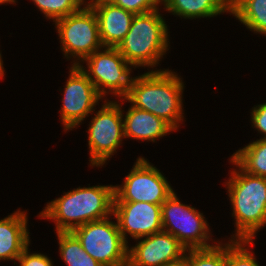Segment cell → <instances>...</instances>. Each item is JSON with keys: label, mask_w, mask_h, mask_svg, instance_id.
Returning a JSON list of instances; mask_svg holds the SVG:
<instances>
[{"label": "cell", "mask_w": 266, "mask_h": 266, "mask_svg": "<svg viewBox=\"0 0 266 266\" xmlns=\"http://www.w3.org/2000/svg\"><path fill=\"white\" fill-rule=\"evenodd\" d=\"M183 89L184 84L175 72L169 69L152 70L133 77L129 92L123 100L132 103L135 108L158 116L177 130L184 117Z\"/></svg>", "instance_id": "obj_1"}, {"label": "cell", "mask_w": 266, "mask_h": 266, "mask_svg": "<svg viewBox=\"0 0 266 266\" xmlns=\"http://www.w3.org/2000/svg\"><path fill=\"white\" fill-rule=\"evenodd\" d=\"M114 186L78 187L47 203L39 214L55 222L56 232H72L88 222L112 215Z\"/></svg>", "instance_id": "obj_2"}, {"label": "cell", "mask_w": 266, "mask_h": 266, "mask_svg": "<svg viewBox=\"0 0 266 266\" xmlns=\"http://www.w3.org/2000/svg\"><path fill=\"white\" fill-rule=\"evenodd\" d=\"M230 162L239 167L231 171L226 182L236 219V232L231 240L253 241L257 231L266 224V177L247 173L232 158Z\"/></svg>", "instance_id": "obj_3"}, {"label": "cell", "mask_w": 266, "mask_h": 266, "mask_svg": "<svg viewBox=\"0 0 266 266\" xmlns=\"http://www.w3.org/2000/svg\"><path fill=\"white\" fill-rule=\"evenodd\" d=\"M159 9L135 14L128 33L116 47L133 67L153 68L168 49V28Z\"/></svg>", "instance_id": "obj_4"}, {"label": "cell", "mask_w": 266, "mask_h": 266, "mask_svg": "<svg viewBox=\"0 0 266 266\" xmlns=\"http://www.w3.org/2000/svg\"><path fill=\"white\" fill-rule=\"evenodd\" d=\"M109 218L88 222L72 233L81 242L82 248L102 266H127L129 246L117 222Z\"/></svg>", "instance_id": "obj_5"}, {"label": "cell", "mask_w": 266, "mask_h": 266, "mask_svg": "<svg viewBox=\"0 0 266 266\" xmlns=\"http://www.w3.org/2000/svg\"><path fill=\"white\" fill-rule=\"evenodd\" d=\"M163 231L173 235L186 249L209 248L210 231L203 213L180 202L173 192L161 205Z\"/></svg>", "instance_id": "obj_6"}, {"label": "cell", "mask_w": 266, "mask_h": 266, "mask_svg": "<svg viewBox=\"0 0 266 266\" xmlns=\"http://www.w3.org/2000/svg\"><path fill=\"white\" fill-rule=\"evenodd\" d=\"M55 26L65 57L77 58L72 65H78L77 60L83 61L94 51L104 48L97 16L91 7H82L79 11L57 20Z\"/></svg>", "instance_id": "obj_7"}, {"label": "cell", "mask_w": 266, "mask_h": 266, "mask_svg": "<svg viewBox=\"0 0 266 266\" xmlns=\"http://www.w3.org/2000/svg\"><path fill=\"white\" fill-rule=\"evenodd\" d=\"M84 61L87 62V70L80 63L78 66L92 81L102 98L109 91L115 96L126 97L133 79L130 77L132 68L116 47H104L102 51H94Z\"/></svg>", "instance_id": "obj_8"}, {"label": "cell", "mask_w": 266, "mask_h": 266, "mask_svg": "<svg viewBox=\"0 0 266 266\" xmlns=\"http://www.w3.org/2000/svg\"><path fill=\"white\" fill-rule=\"evenodd\" d=\"M104 101L88 129L91 166H102L112 157L124 138L123 110L116 101Z\"/></svg>", "instance_id": "obj_9"}, {"label": "cell", "mask_w": 266, "mask_h": 266, "mask_svg": "<svg viewBox=\"0 0 266 266\" xmlns=\"http://www.w3.org/2000/svg\"><path fill=\"white\" fill-rule=\"evenodd\" d=\"M122 185L114 186V201L162 203L174 192L160 170L139 157Z\"/></svg>", "instance_id": "obj_10"}, {"label": "cell", "mask_w": 266, "mask_h": 266, "mask_svg": "<svg viewBox=\"0 0 266 266\" xmlns=\"http://www.w3.org/2000/svg\"><path fill=\"white\" fill-rule=\"evenodd\" d=\"M102 99L92 81L78 65H72L64 88L61 121L64 130H72L92 112Z\"/></svg>", "instance_id": "obj_11"}, {"label": "cell", "mask_w": 266, "mask_h": 266, "mask_svg": "<svg viewBox=\"0 0 266 266\" xmlns=\"http://www.w3.org/2000/svg\"><path fill=\"white\" fill-rule=\"evenodd\" d=\"M123 239L126 235L136 240L163 230L161 205L147 202L113 201V213Z\"/></svg>", "instance_id": "obj_12"}, {"label": "cell", "mask_w": 266, "mask_h": 266, "mask_svg": "<svg viewBox=\"0 0 266 266\" xmlns=\"http://www.w3.org/2000/svg\"><path fill=\"white\" fill-rule=\"evenodd\" d=\"M185 253L186 247L162 230L143 237L135 246L128 248L127 266H164L182 258Z\"/></svg>", "instance_id": "obj_13"}, {"label": "cell", "mask_w": 266, "mask_h": 266, "mask_svg": "<svg viewBox=\"0 0 266 266\" xmlns=\"http://www.w3.org/2000/svg\"><path fill=\"white\" fill-rule=\"evenodd\" d=\"M99 25V35L104 47H117L130 29L134 13L110 2H101L91 7Z\"/></svg>", "instance_id": "obj_14"}, {"label": "cell", "mask_w": 266, "mask_h": 266, "mask_svg": "<svg viewBox=\"0 0 266 266\" xmlns=\"http://www.w3.org/2000/svg\"><path fill=\"white\" fill-rule=\"evenodd\" d=\"M27 221L26 213L20 210L0 219V261H16L29 246Z\"/></svg>", "instance_id": "obj_15"}, {"label": "cell", "mask_w": 266, "mask_h": 266, "mask_svg": "<svg viewBox=\"0 0 266 266\" xmlns=\"http://www.w3.org/2000/svg\"><path fill=\"white\" fill-rule=\"evenodd\" d=\"M123 119L124 138L153 141L175 131L167 122L154 114L133 107L126 112Z\"/></svg>", "instance_id": "obj_16"}, {"label": "cell", "mask_w": 266, "mask_h": 266, "mask_svg": "<svg viewBox=\"0 0 266 266\" xmlns=\"http://www.w3.org/2000/svg\"><path fill=\"white\" fill-rule=\"evenodd\" d=\"M164 9L179 17L207 18L230 12L226 0H163Z\"/></svg>", "instance_id": "obj_17"}, {"label": "cell", "mask_w": 266, "mask_h": 266, "mask_svg": "<svg viewBox=\"0 0 266 266\" xmlns=\"http://www.w3.org/2000/svg\"><path fill=\"white\" fill-rule=\"evenodd\" d=\"M250 31L266 36V0H236L230 13Z\"/></svg>", "instance_id": "obj_18"}, {"label": "cell", "mask_w": 266, "mask_h": 266, "mask_svg": "<svg viewBox=\"0 0 266 266\" xmlns=\"http://www.w3.org/2000/svg\"><path fill=\"white\" fill-rule=\"evenodd\" d=\"M231 158L247 173L266 177V139L260 138L249 143Z\"/></svg>", "instance_id": "obj_19"}, {"label": "cell", "mask_w": 266, "mask_h": 266, "mask_svg": "<svg viewBox=\"0 0 266 266\" xmlns=\"http://www.w3.org/2000/svg\"><path fill=\"white\" fill-rule=\"evenodd\" d=\"M59 240V252L67 266H102L83 248L72 232H56Z\"/></svg>", "instance_id": "obj_20"}, {"label": "cell", "mask_w": 266, "mask_h": 266, "mask_svg": "<svg viewBox=\"0 0 266 266\" xmlns=\"http://www.w3.org/2000/svg\"><path fill=\"white\" fill-rule=\"evenodd\" d=\"M220 243L209 248L187 249L189 266H227V243Z\"/></svg>", "instance_id": "obj_21"}, {"label": "cell", "mask_w": 266, "mask_h": 266, "mask_svg": "<svg viewBox=\"0 0 266 266\" xmlns=\"http://www.w3.org/2000/svg\"><path fill=\"white\" fill-rule=\"evenodd\" d=\"M48 19L56 22L81 9V0H32Z\"/></svg>", "instance_id": "obj_22"}, {"label": "cell", "mask_w": 266, "mask_h": 266, "mask_svg": "<svg viewBox=\"0 0 266 266\" xmlns=\"http://www.w3.org/2000/svg\"><path fill=\"white\" fill-rule=\"evenodd\" d=\"M251 244L253 241L230 239L227 242V266H260L249 248H246Z\"/></svg>", "instance_id": "obj_23"}, {"label": "cell", "mask_w": 266, "mask_h": 266, "mask_svg": "<svg viewBox=\"0 0 266 266\" xmlns=\"http://www.w3.org/2000/svg\"><path fill=\"white\" fill-rule=\"evenodd\" d=\"M111 2L134 14H143L159 9L158 5L163 4V0H111Z\"/></svg>", "instance_id": "obj_24"}, {"label": "cell", "mask_w": 266, "mask_h": 266, "mask_svg": "<svg viewBox=\"0 0 266 266\" xmlns=\"http://www.w3.org/2000/svg\"><path fill=\"white\" fill-rule=\"evenodd\" d=\"M27 247L16 261L19 262V266H53L51 259L41 253H31Z\"/></svg>", "instance_id": "obj_25"}, {"label": "cell", "mask_w": 266, "mask_h": 266, "mask_svg": "<svg viewBox=\"0 0 266 266\" xmlns=\"http://www.w3.org/2000/svg\"><path fill=\"white\" fill-rule=\"evenodd\" d=\"M251 121L254 128H256L258 132L264 134L262 139H266V103L252 108Z\"/></svg>", "instance_id": "obj_26"}, {"label": "cell", "mask_w": 266, "mask_h": 266, "mask_svg": "<svg viewBox=\"0 0 266 266\" xmlns=\"http://www.w3.org/2000/svg\"><path fill=\"white\" fill-rule=\"evenodd\" d=\"M164 266H189L188 264V258L187 256H183L182 258L173 261V262H169L167 264H165Z\"/></svg>", "instance_id": "obj_27"}, {"label": "cell", "mask_w": 266, "mask_h": 266, "mask_svg": "<svg viewBox=\"0 0 266 266\" xmlns=\"http://www.w3.org/2000/svg\"><path fill=\"white\" fill-rule=\"evenodd\" d=\"M110 1H111V0H90V2H88V3L86 4V2H85L84 0H81L82 5H83L84 2H85L84 7H92V6H94V5L98 4V3H101V2H110Z\"/></svg>", "instance_id": "obj_28"}, {"label": "cell", "mask_w": 266, "mask_h": 266, "mask_svg": "<svg viewBox=\"0 0 266 266\" xmlns=\"http://www.w3.org/2000/svg\"><path fill=\"white\" fill-rule=\"evenodd\" d=\"M4 76V68H3V61L0 53V78Z\"/></svg>", "instance_id": "obj_29"}, {"label": "cell", "mask_w": 266, "mask_h": 266, "mask_svg": "<svg viewBox=\"0 0 266 266\" xmlns=\"http://www.w3.org/2000/svg\"><path fill=\"white\" fill-rule=\"evenodd\" d=\"M15 1H16V0H0V4H5V3H6V4H7V3H9V4H10V3H11V4L13 3V4H14Z\"/></svg>", "instance_id": "obj_30"}, {"label": "cell", "mask_w": 266, "mask_h": 266, "mask_svg": "<svg viewBox=\"0 0 266 266\" xmlns=\"http://www.w3.org/2000/svg\"><path fill=\"white\" fill-rule=\"evenodd\" d=\"M228 5L231 6L236 0H226Z\"/></svg>", "instance_id": "obj_31"}]
</instances>
